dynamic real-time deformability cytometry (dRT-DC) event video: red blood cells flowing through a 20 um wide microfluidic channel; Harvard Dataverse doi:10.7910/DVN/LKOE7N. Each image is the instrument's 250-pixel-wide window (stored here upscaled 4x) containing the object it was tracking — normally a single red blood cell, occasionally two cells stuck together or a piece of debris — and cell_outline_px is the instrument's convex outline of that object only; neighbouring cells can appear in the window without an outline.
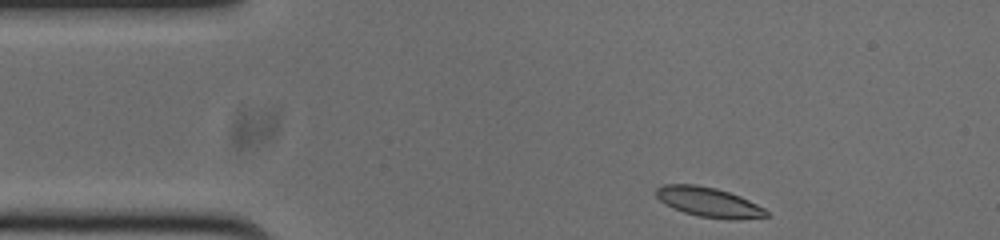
{"species": "common noctule bat (a hibernating species)", "species_latin": "Nyctalus noctula", "temperature_condition": "cold", "stored_images_in_passage": 47, "camera_frame_rate_fps": 3000, "um_per_image_px": 0.085, "animal": {"sex": "male", "body_mass_g": 20.0, "forearm_length_mm": 53.3}, "frame": {"image": 1, "passage_image": 1, "time_ms": 0.0, "image_size_px": [1000, 240], "cell_outline_px": [[768, 216], [732, 220], [696, 216], [672, 208], [664, 204], [656, 196], [656, 188], [664, 184], [696, 184], [716, 188], [740, 196], [764, 208], [768, 212]], "centroid_in_image_um": [60.21, 17.18], "position_along_channel_um": 24.8, "area_um2": 19.07}}
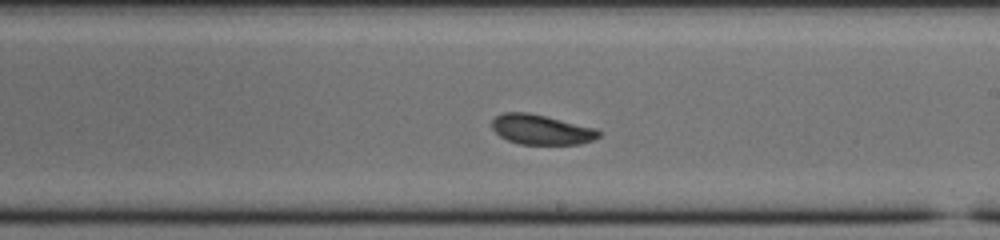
{"frame": {"image": 2, "passage_image": 23, "time_ms": 7.333, "image_size_px": [1000, 240], "cell_outline_px": [[600, 136], [592, 140], [580, 144], [520, 144], [508, 140], [500, 136], [492, 128], [492, 120], [496, 116], [504, 112], [528, 112], [596, 128], [600, 132]], "centroid_in_image_um": [46.0, 11.01], "position_along_channel_um": 243.0, "area_um2": 18.5}}
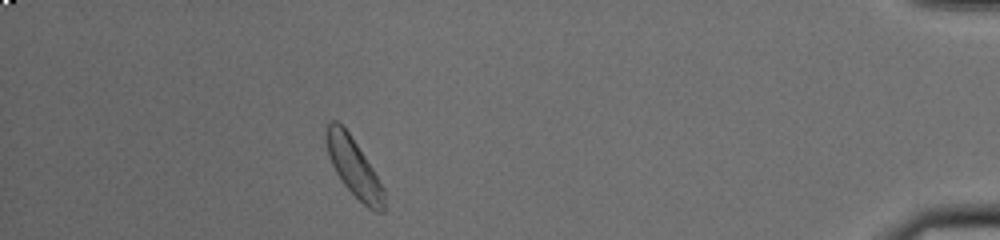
{"frame": {"image": 3, "passage_image": 41, "time_ms": 13.333, "image_size_px": [1000, 240], "cell_outline_px": [[384, 212], [376, 212], [368, 208], [340, 180], [328, 156], [324, 140], [324, 132], [328, 120], [336, 120], [348, 132], [372, 168], [384, 188]], "centroid_in_image_um": [30.03, 14.18], "position_along_channel_um": 405.2, "area_um2": 19.54}, "authors_computed_cell_mechanics": {"area_um2": 19.4786, "velocity_mm_per_s": 3.7211, "shape_relaxation_time_tau1_ms": 2.5124, "shape_relaxation_time_tau2_ms": 6.7307, "deformation_change_tau1": 0.075, "deformation_change_tau2": 0.1036}}